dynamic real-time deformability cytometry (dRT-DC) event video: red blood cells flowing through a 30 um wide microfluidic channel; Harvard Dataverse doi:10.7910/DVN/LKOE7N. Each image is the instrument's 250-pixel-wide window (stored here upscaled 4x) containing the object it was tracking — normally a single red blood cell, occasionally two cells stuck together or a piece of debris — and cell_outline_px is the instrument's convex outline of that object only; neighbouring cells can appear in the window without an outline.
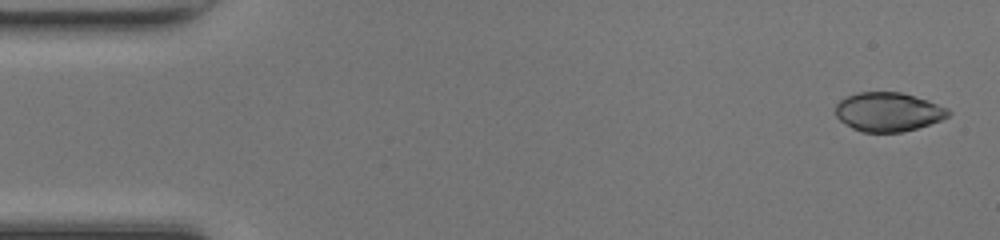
{"species": "common noctule bat (a hibernating species)", "species_latin": "Nyctalus noctula", "temperature_condition": "room temperature", "stored_images_in_passage": 48, "camera_frame_rate_fps": 3000, "um_per_image_px": 0.085, "animal": {"sex": "female", "body_mass_g": 17.0, "forearm_length_mm": 48.0}, "frame": {"image": 1, "passage_image": 1, "time_ms": 0.0, "image_size_px": [1000, 240], "cell_outline_px": [[952, 112], [948, 116], [940, 120], [916, 128], [900, 132], [860, 132], [852, 128], [840, 120], [836, 116], [836, 104], [840, 100], [848, 96], [860, 92], [900, 92], [928, 100], [948, 108]], "centroid_in_image_um": [75.49, 9.51], "position_along_channel_um": 9.5, "area_um2": 25.49}}
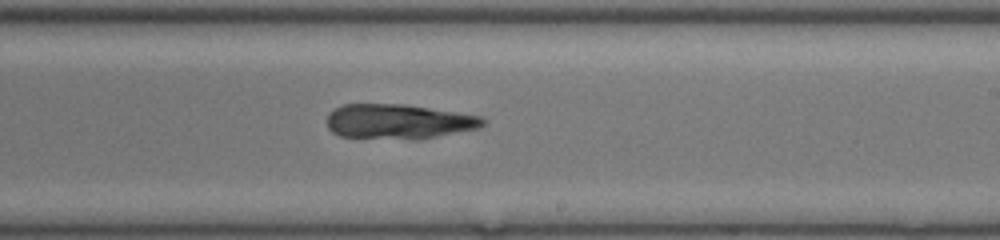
{"frame": {"image": 2, "passage_image": 28, "time_ms": 9.0, "image_size_px": [1000, 240], "cell_outline_px": [[484, 124], [480, 128], [416, 140], [412, 140], [340, 136], [332, 132], [328, 128], [328, 112], [344, 104], [404, 104], [480, 116], [484, 120]], "centroid_in_image_um": [33.85, 10.34], "position_along_channel_um": 255.1, "area_um2": 31.56}}
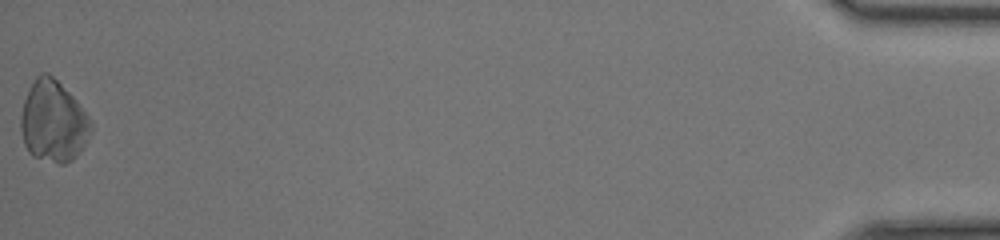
{"frame": {"image": 3, "passage_image": 48, "time_ms": 15.667, "image_size_px": [1000, 240], "cell_outline_px": [[92, 128], [80, 152], [72, 160], [64, 164], [60, 164], [32, 156], [28, 152], [24, 144], [20, 128], [20, 116], [24, 100], [36, 76], [40, 72], [48, 72], [76, 100], [92, 120]], "centroid_in_image_um": [4.51, 10.34], "position_along_channel_um": 430.7, "area_um2": 33.12}}